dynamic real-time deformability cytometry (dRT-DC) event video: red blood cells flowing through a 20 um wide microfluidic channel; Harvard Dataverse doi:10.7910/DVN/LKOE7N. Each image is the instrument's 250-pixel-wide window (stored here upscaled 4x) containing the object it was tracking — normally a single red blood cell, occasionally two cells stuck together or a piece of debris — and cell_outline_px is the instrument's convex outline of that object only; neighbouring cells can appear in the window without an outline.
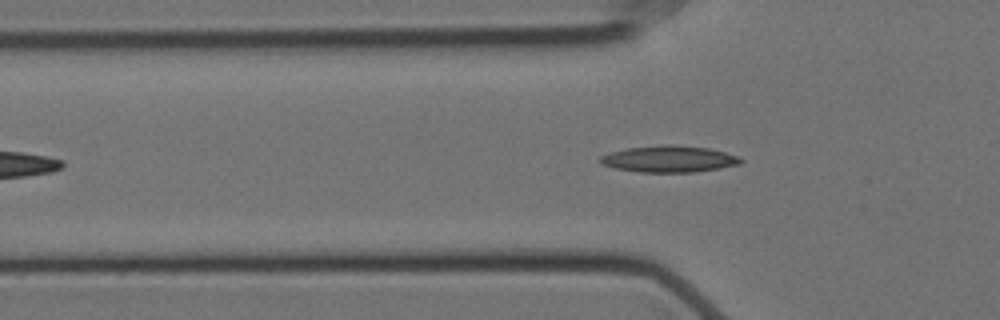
{"species": "Egyptian fruit bat (a non-hibernating species)", "species_latin": "Rousettus aegyptiacus", "temperature_condition": "cold", "stored_images_in_passage": 53, "segment_of_instrument_passage": [1, 2], "camera_frame_rate_fps": 3000, "um_per_image_px": 0.085, "animal": {"sex": "female"}, "frame": {"image": 1, "passage_image": 13, "time_ms": 4.0, "image_size_px": [1000, 320], "cell_outline_px": [[744, 160], [740, 164], [696, 172], [640, 172], [616, 168], [600, 164], [600, 156], [612, 152], [628, 148], [668, 144], [708, 148], [740, 156]], "centroid_in_image_um": [56.9, 13.52], "position_along_channel_um": 68.9, "area_um2": 21.56}}
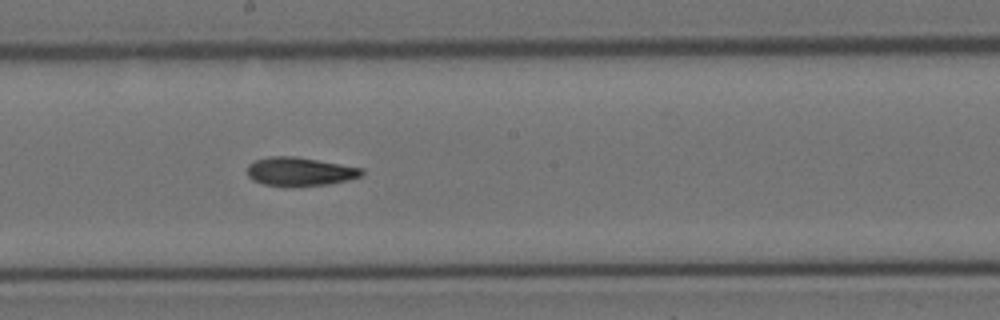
{"frame": {"image": 2, "passage_image": 26, "time_ms": 8.333, "image_size_px": [1000, 320], "cell_outline_px": [[364, 172], [360, 176], [348, 180], [328, 184], [292, 188], [288, 188], [264, 184], [252, 180], [248, 176], [248, 164], [256, 160], [272, 156], [296, 156], [364, 168]], "centroid_in_image_um": [25.49, 14.6], "position_along_channel_um": 222.7, "area_um2": 19.48}}
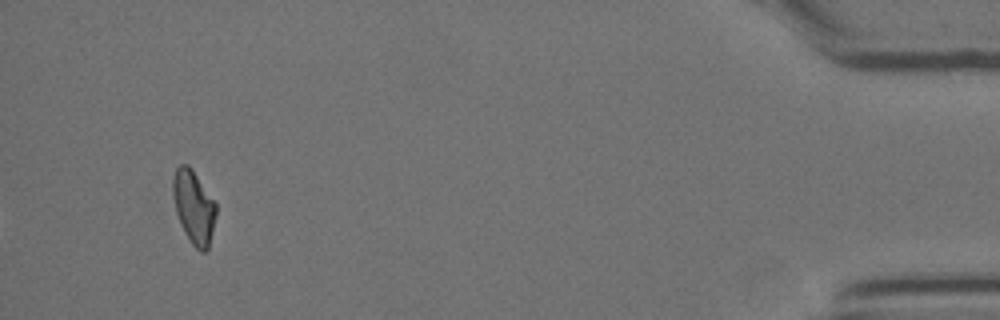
{"frame": {"image": 3, "passage_image": 49, "time_ms": 16.0, "image_size_px": [1000, 320], "cell_outline_px": [[216, 216], [208, 248], [204, 252], [200, 252], [192, 244], [176, 212], [172, 192], [172, 180], [176, 168], [180, 164], [188, 164], [192, 168], [216, 204]], "centroid_in_image_um": [16.47, 17.55], "position_along_channel_um": 418.7, "area_um2": 18.09}}